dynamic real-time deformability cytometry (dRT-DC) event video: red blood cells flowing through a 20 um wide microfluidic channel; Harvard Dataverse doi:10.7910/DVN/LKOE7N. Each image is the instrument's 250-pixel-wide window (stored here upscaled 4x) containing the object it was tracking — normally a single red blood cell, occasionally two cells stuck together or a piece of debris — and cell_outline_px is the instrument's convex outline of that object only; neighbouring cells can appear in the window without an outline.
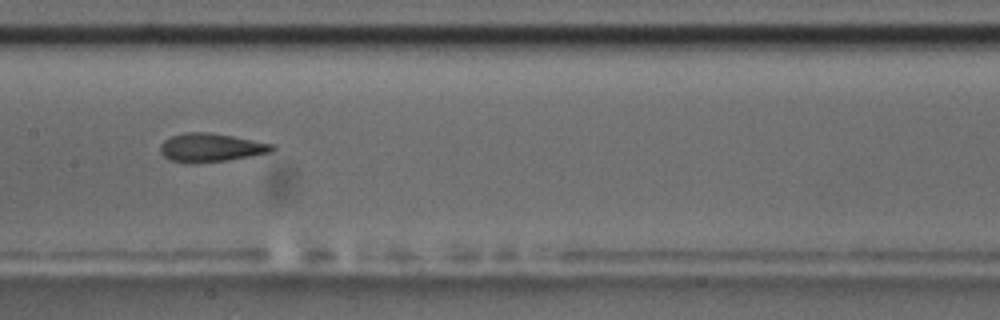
{"species": "common noctule bat (a hibernating species)", "species_latin": "Nyctalus noctula", "temperature_condition": "room temperature", "stored_images_in_passage": 11, "camera_frame_rate_fps": 3000, "um_per_image_px": 0.085, "animal": {"sex": "male", "body_mass_g": 17.5, "forearm_length_mm": 52.3}, "frame": {"image": 1, "passage_image": 8, "time_ms": 8.333, "image_size_px": [1000, 320], "cell_outline_px": [[276, 148], [268, 152], [248, 156], [224, 160], [192, 164], [168, 160], [160, 152], [160, 144], [164, 140], [172, 136], [184, 132], [208, 132], [232, 136], [276, 144]], "centroid_in_image_um": [17.88, 12.54], "position_along_channel_um": 189.5, "area_um2": 18.55}}